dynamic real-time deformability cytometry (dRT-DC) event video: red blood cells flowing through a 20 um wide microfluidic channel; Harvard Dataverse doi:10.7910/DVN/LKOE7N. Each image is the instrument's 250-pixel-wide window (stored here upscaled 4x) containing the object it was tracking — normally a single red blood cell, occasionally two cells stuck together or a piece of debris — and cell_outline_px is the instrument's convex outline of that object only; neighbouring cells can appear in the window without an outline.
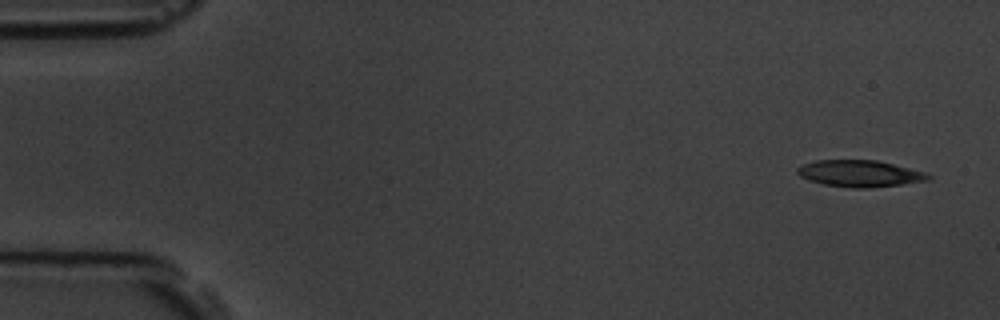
{"species": "common noctule bat (a hibernating species)", "species_latin": "Nyctalus noctula", "temperature_condition": "room temperature", "stored_images_in_passage": 6, "segment_of_instrument_passage": [2, 2], "camera_frame_rate_fps": 3000, "um_per_image_px": 0.085, "animal": {"sex": "male", "body_mass_g": 19.5, "forearm_length_mm": 54.6}, "frame": {"image": 1, "passage_image": 6, "time_ms": 6.333, "image_size_px": [1000, 320], "cell_outline_px": [[932, 176], [928, 180], [900, 184], [868, 188], [852, 188], [824, 184], [808, 180], [800, 176], [796, 172], [796, 168], [804, 164], [816, 160], [876, 160], [924, 172]], "centroid_in_image_um": [73.03, 14.75], "position_along_channel_um": 12.0, "area_um2": 20.06}}